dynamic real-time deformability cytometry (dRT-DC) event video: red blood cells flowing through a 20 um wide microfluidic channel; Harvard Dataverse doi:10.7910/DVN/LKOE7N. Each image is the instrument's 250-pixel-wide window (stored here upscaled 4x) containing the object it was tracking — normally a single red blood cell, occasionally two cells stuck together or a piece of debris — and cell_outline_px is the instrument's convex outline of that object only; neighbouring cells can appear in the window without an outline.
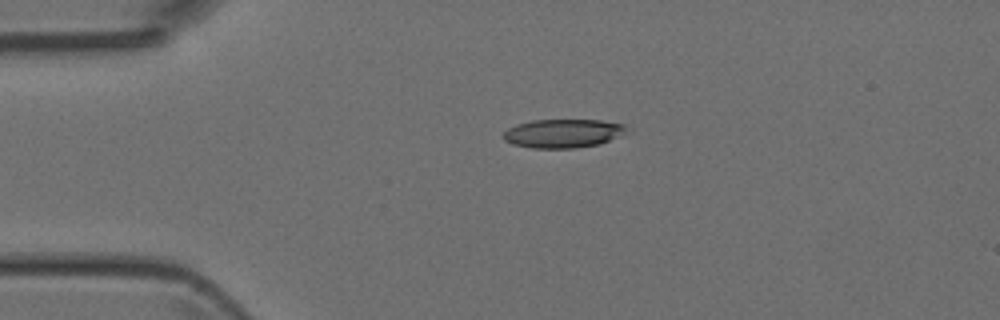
{"species": "Egyptian fruit bat (a non-hibernating species)", "species_latin": "Rousettus aegyptiacus", "temperature_condition": "room temperature", "stored_images_in_passage": 35, "camera_frame_rate_fps": 3000, "um_per_image_px": 0.085, "animal": {"sex": "female"}, "frame": {"image": 1, "passage_image": 1, "time_ms": 0.0, "image_size_px": [1000, 320], "cell_outline_px": [[632, 132], [600, 144], [576, 148], [532, 148], [512, 144], [504, 140], [504, 132], [508, 128], [516, 124], [532, 120], [600, 120], [624, 124]], "centroid_in_image_um": [47.92, 11.34], "position_along_channel_um": 37.1, "area_um2": 20.92}}
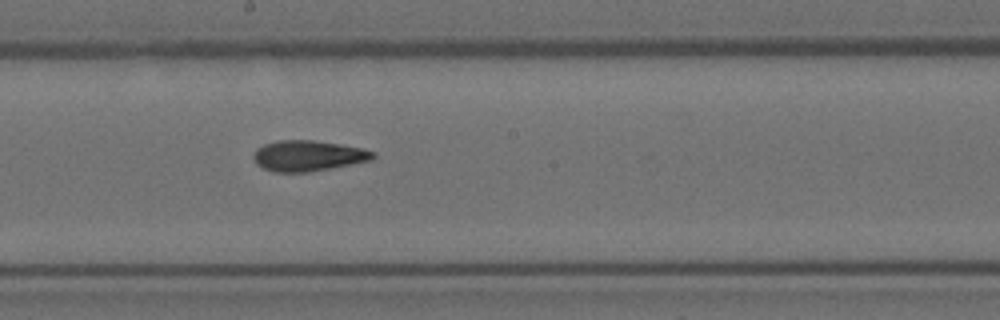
{"frame": {"image": 2, "passage_image": 17, "time_ms": 5.333, "image_size_px": [1000, 320], "cell_outline_px": [[376, 156], [372, 160], [308, 172], [272, 172], [256, 164], [252, 156], [256, 148], [264, 144], [276, 140], [312, 140], [340, 144], [364, 148], [376, 152]], "centroid_in_image_um": [26.18, 13.23], "position_along_channel_um": 222.0, "area_um2": 21.5}}
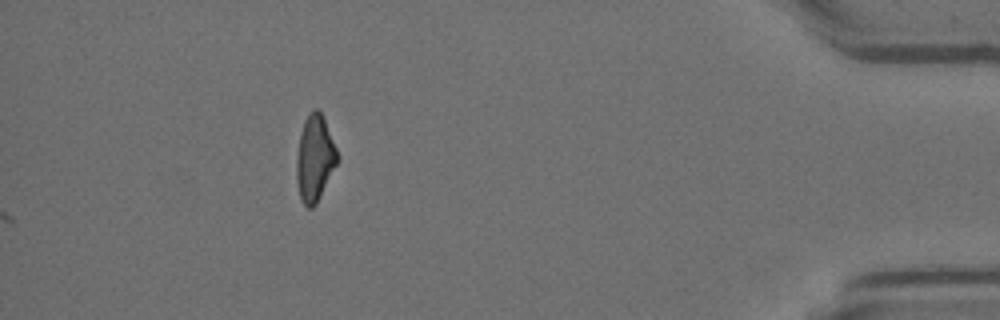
{"frame": {"image": 3, "passage_image": 35, "time_ms": 11.333, "image_size_px": [1000, 320], "cell_outline_px": [[340, 156], [316, 204], [312, 208], [308, 208], [300, 200], [296, 180], [296, 156], [300, 132], [304, 120], [312, 108], [316, 108], [320, 112], [324, 120]], "centroid_in_image_um": [26.73, 13.45], "position_along_channel_um": 408.5, "area_um2": 20.46}}